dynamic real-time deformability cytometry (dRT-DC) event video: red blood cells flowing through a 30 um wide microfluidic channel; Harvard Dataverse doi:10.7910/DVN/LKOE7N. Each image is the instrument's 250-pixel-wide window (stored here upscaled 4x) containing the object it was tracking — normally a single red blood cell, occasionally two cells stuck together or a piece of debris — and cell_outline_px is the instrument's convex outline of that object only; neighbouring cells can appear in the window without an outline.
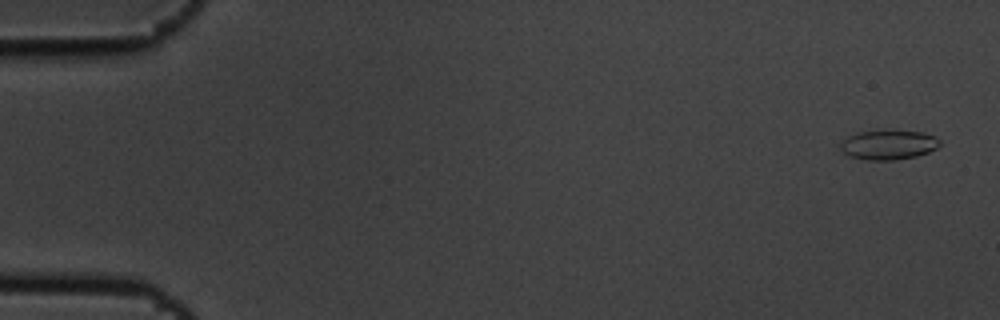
{"species": "common noctule bat (a hibernating species)", "species_latin": "Nyctalus noctula", "temperature_condition": "cold", "stored_images_in_passage": 4, "camera_frame_rate_fps": 3000, "um_per_image_px": 0.085, "animal": {"sex": "male", "body_mass_g": 19.5, "forearm_length_mm": 54.6}, "frame": {"image": 1, "passage_image": 1, "time_ms": 0.0, "image_size_px": [1000, 320], "cell_outline_px": [[940, 144], [936, 148], [928, 152], [916, 156], [892, 160], [868, 160], [848, 156], [840, 148], [840, 144], [848, 136], [856, 132], [892, 128], [920, 132], [936, 136], [940, 140]], "centroid_in_image_um": [75.52, 12.27], "position_along_channel_um": 9.5, "area_um2": 17.57}}
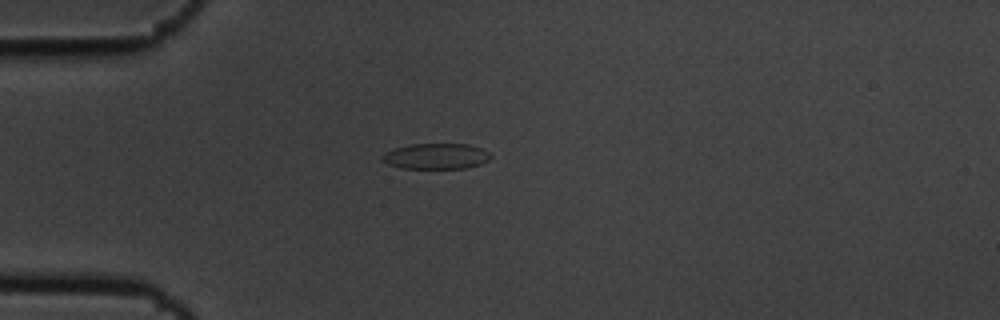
{"frame": {"image": 2, "passage_image": 4, "time_ms": 1.0, "image_size_px": [1000, 320], "cell_outline_px": [[492, 156], [488, 160], [480, 164], [464, 168], [400, 168], [388, 164], [380, 160], [380, 156], [384, 152], [396, 148], [412, 144], [468, 144], [492, 152]], "centroid_in_image_um": [37.06, 13.28], "position_along_channel_um": 47.9, "area_um2": 16.3}}